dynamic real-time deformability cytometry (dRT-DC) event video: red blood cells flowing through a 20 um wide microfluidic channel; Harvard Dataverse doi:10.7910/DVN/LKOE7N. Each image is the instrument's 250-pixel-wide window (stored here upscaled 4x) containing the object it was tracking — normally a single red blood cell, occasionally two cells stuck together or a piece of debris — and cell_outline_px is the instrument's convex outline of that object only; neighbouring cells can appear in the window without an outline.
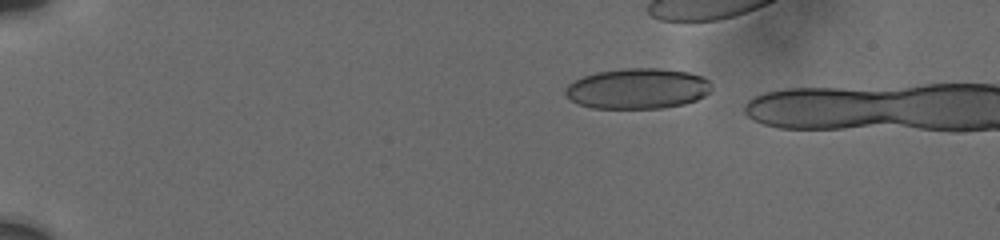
{"species": "human", "species_latin": "Homo sapiens", "temperature_condition": "cold", "stored_images_in_passage": 13, "camera_frame_rate_fps": 3000, "um_per_image_px": 0.085, "donor": {"sex": "male"}, "frame": {"image": 1, "passage_image": 6, "time_ms": 2.333, "image_size_px": [1000, 240], "cell_outline_px": [[712, 88], [704, 96], [696, 100], [684, 104], [660, 108], [592, 108], [580, 104], [572, 100], [564, 92], [564, 88], [568, 84], [584, 76], [596, 72], [624, 68], [660, 68], [688, 72], [704, 76], [712, 84]], "centroid_in_image_um": [54.22, 7.52], "position_along_channel_um": 30.8, "area_um2": 34.56}}